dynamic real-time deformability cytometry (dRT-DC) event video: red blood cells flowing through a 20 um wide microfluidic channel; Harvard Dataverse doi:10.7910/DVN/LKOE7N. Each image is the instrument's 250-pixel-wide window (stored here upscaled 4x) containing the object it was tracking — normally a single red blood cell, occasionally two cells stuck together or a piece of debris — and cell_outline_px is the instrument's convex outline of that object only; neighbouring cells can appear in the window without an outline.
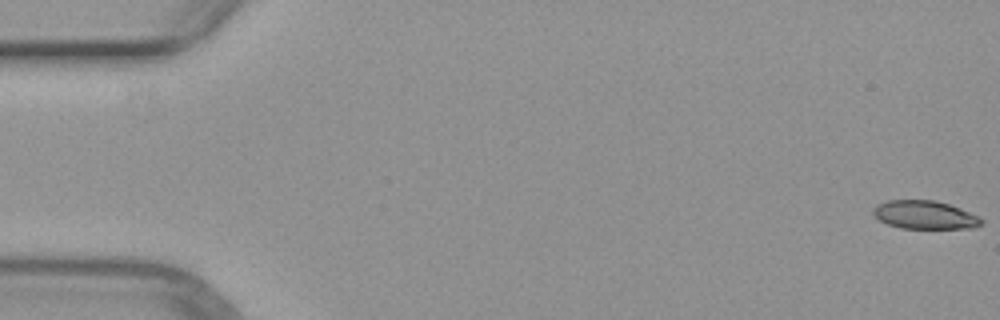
{"species": "common noctule bat (a hibernating species)", "species_latin": "Nyctalus noctula", "temperature_condition": "warm", "stored_images_in_passage": 51, "camera_frame_rate_fps": 3000, "um_per_image_px": 0.085, "animal": {"sex": "female", "body_mass_g": 29.2, "forearm_length_mm": 56.3}, "frame": {"image": 1, "passage_image": 1, "time_ms": 0.0, "image_size_px": [1000, 320], "cell_outline_px": [[984, 224], [976, 228], [900, 228], [888, 224], [872, 216], [872, 208], [876, 204], [888, 200], [932, 200], [948, 204], [960, 208], [980, 216], [984, 220]], "centroid_in_image_um": [78.61, 18.27], "position_along_channel_um": 6.4, "area_um2": 18.09}}
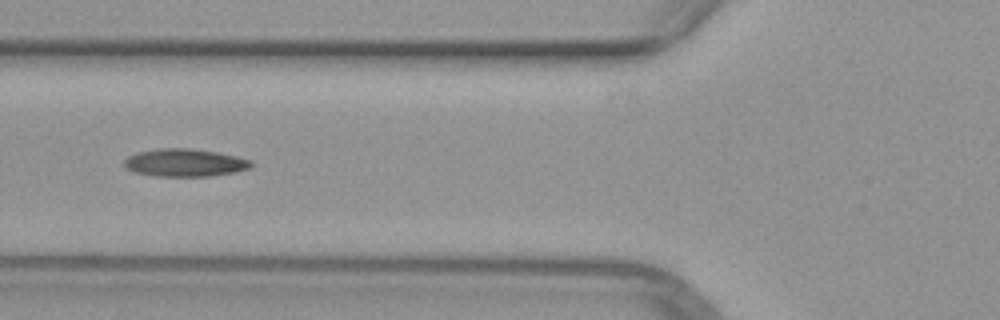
{"frame": {"image": 2, "passage_image": 20, "time_ms": 6.333, "image_size_px": [1000, 320], "cell_outline_px": [[252, 168], [236, 172], [212, 176], [152, 176], [136, 172], [128, 168], [124, 164], [124, 160], [128, 156], [140, 152], [160, 148], [188, 148], [216, 152], [236, 156], [252, 160]], "centroid_in_image_um": [15.76, 13.83], "position_along_channel_um": 110.0, "area_um2": 20.46}}
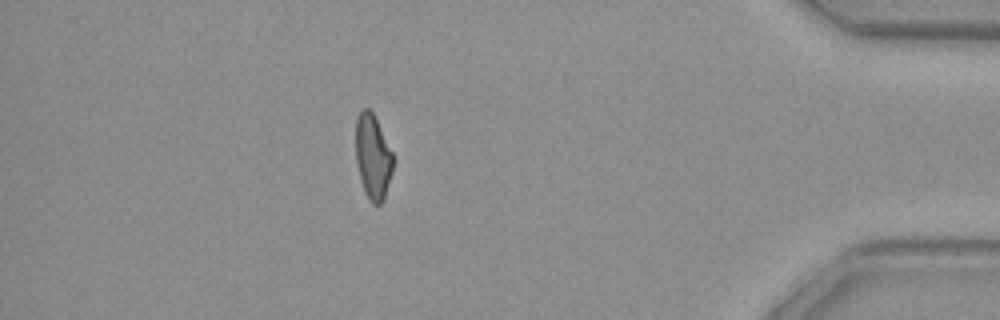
{"frame": {"image": 3, "passage_image": 45, "time_ms": 14.667, "image_size_px": [1000, 320], "cell_outline_px": [[392, 172], [384, 200], [380, 204], [372, 204], [368, 200], [364, 192], [360, 180], [356, 164], [356, 120], [360, 112], [364, 108], [368, 108], [372, 112], [392, 152]], "centroid_in_image_um": [31.67, 13.39], "position_along_channel_um": 403.5, "area_um2": 18.32}}